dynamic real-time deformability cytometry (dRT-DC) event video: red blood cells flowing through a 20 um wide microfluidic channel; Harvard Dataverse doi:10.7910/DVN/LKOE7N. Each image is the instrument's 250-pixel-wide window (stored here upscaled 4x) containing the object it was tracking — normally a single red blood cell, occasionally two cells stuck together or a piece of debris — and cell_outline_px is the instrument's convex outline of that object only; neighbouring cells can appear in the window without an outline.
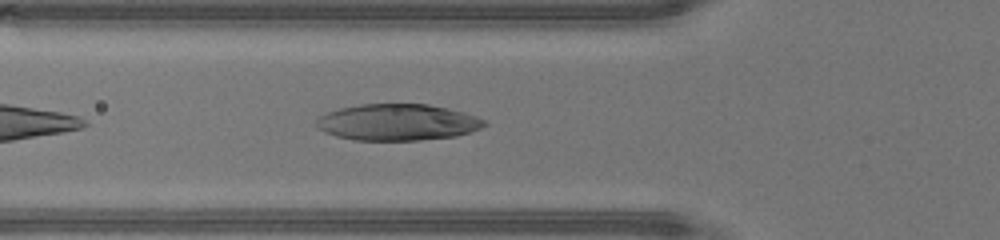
{"species": "human", "species_latin": "Homo sapiens", "temperature_condition": "warm", "stored_images_in_passage": 34, "camera_frame_rate_fps": 3000, "um_per_image_px": 0.085, "donor": {"sex": "male"}, "frame": {"image": 1, "passage_image": 4, "time_ms": 1.0, "image_size_px": [1000, 240], "cell_outline_px": [[488, 124], [472, 132], [456, 136], [420, 140], [352, 140], [336, 136], [324, 132], [316, 128], [316, 120], [320, 116], [328, 112], [340, 108], [360, 104], [428, 104], [448, 108], [464, 112], [476, 116], [484, 120]], "centroid_in_image_um": [33.79, 10.39], "position_along_channel_um": 92.0, "area_um2": 35.84}}
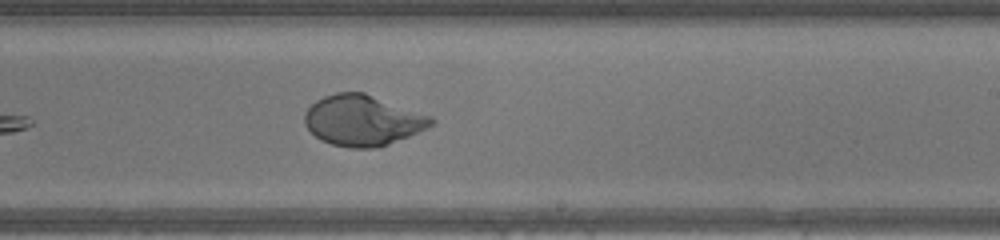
{"frame": {"image": 2, "passage_image": 15, "time_ms": 4.667, "image_size_px": [1000, 240], "cell_outline_px": [[436, 120], [428, 128], [388, 144], [376, 148], [352, 148], [332, 144], [320, 140], [304, 124], [304, 112], [316, 100], [324, 96], [336, 92], [364, 92], [432, 116]], "centroid_in_image_um": [30.82, 10.23], "position_along_channel_um": 258.2, "area_um2": 37.34}}
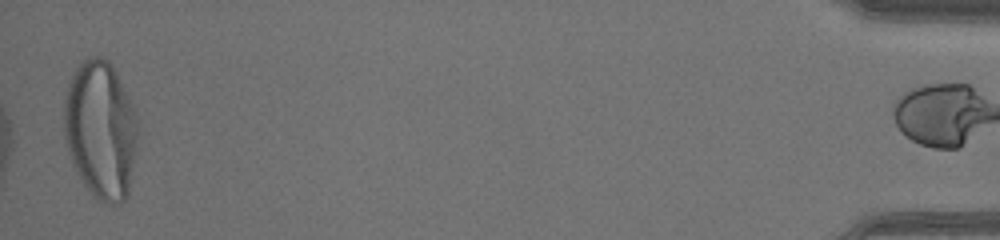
{"frame": {"image": 3, "passage_image": 33, "time_ms": 10.667, "image_size_px": [1000, 240], "cell_outline_px": [[136, 140], [128, 196], [120, 204], [112, 204], [96, 200], [92, 196], [76, 172], [72, 164], [64, 136], [64, 100], [68, 84], [76, 68], [88, 56], [100, 56], [108, 60], [112, 64], [132, 104], [136, 116]], "centroid_in_image_um": [8.53, 11.04], "position_along_channel_um": 426.7, "area_um2": 59.19}, "authors_computed_cell_mechanics": {"area_um2": 38.2347, "velocity_mm_per_s": 4.5063, "shape_relaxation_time_tau1_ms": 3.8219, "shape_relaxation_time_tau2_ms": null, "deformation_change_tau1": 0.2728, "deformation_change_tau2": null}}